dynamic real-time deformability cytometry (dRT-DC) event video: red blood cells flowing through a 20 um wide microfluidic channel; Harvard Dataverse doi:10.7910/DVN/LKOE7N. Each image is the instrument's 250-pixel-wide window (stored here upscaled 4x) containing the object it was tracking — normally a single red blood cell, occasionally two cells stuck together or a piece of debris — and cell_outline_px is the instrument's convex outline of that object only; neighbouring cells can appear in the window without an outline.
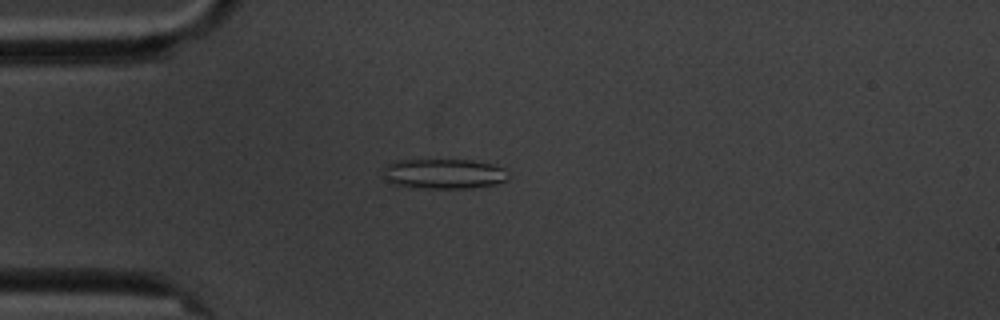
{"species": "common noctule bat (a hibernating species)", "species_latin": "Nyctalus noctula", "temperature_condition": "cold", "stored_images_in_passage": 6, "camera_frame_rate_fps": 3000, "um_per_image_px": 0.085, "animal": {"sex": "male", "body_mass_g": 20.1, "forearm_length_mm": 53.5}, "frame": {"image": 1, "passage_image": 1, "time_ms": 0.0, "image_size_px": [1000, 320], "cell_outline_px": [[508, 180], [496, 184], [468, 188], [428, 188], [396, 184], [388, 180], [384, 176], [384, 168], [388, 164], [396, 160], [472, 160], [492, 164], [504, 168], [508, 172]], "centroid_in_image_um": [37.79, 14.76], "position_along_channel_um": 47.2, "area_um2": 21.68}}
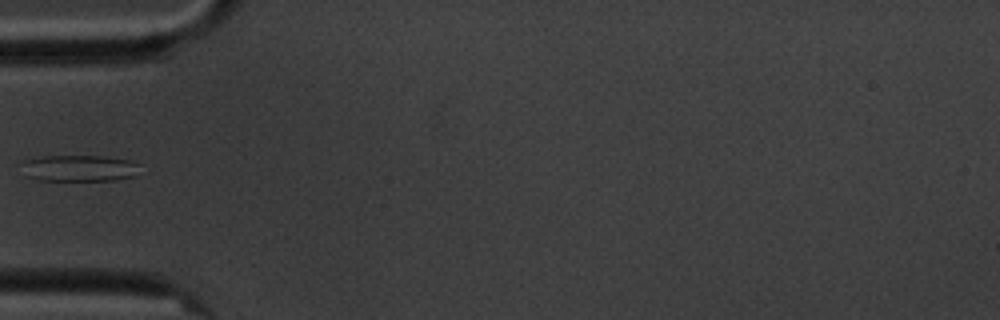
{"frame": {"image": 2, "passage_image": 2, "time_ms": 1.333, "image_size_px": [1000, 320], "cell_outline_px": [[140, 164], [136, 176], [116, 180], [36, 180], [24, 176], [20, 160], [44, 156], [100, 156], [132, 160]], "centroid_in_image_um": [6.7, 14.29], "position_along_channel_um": 78.3, "area_um2": 18.55}}
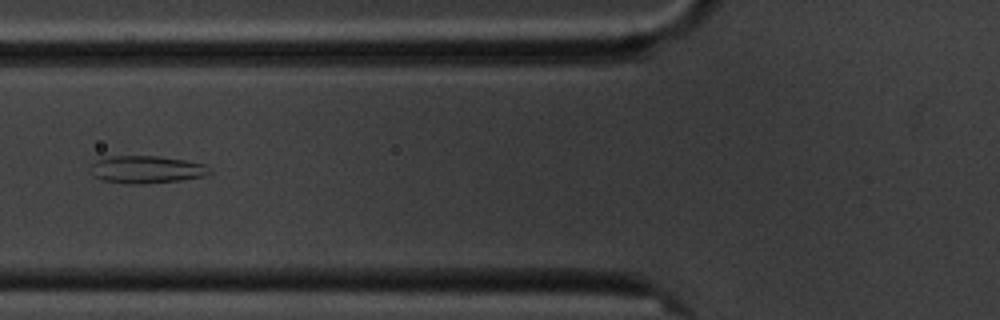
{"frame": {"image": 3, "passage_image": 3, "time_ms": 2.333, "image_size_px": [1000, 320], "cell_outline_px": [[212, 172], [204, 176], [180, 180], [144, 184], [124, 184], [104, 180], [92, 176], [92, 164], [96, 160], [112, 156], [160, 156], [184, 160], [204, 164], [212, 168]], "centroid_in_image_um": [12.48, 14.41], "position_along_channel_um": 113.3, "area_um2": 19.13}}